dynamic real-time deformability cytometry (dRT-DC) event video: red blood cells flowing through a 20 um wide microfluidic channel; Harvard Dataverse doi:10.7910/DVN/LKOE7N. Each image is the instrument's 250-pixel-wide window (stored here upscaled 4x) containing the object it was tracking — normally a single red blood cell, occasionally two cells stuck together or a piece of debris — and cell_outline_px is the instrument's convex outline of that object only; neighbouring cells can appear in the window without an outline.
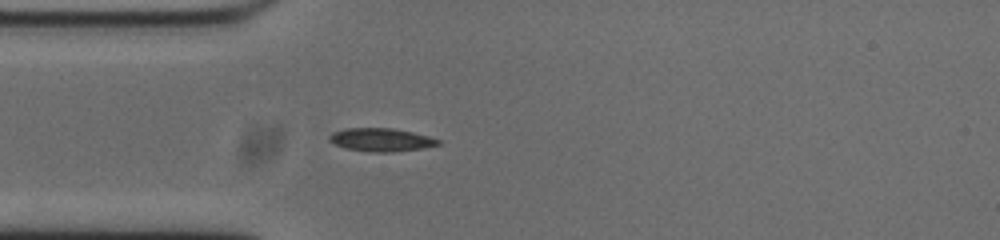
{"species": "common noctule bat (a hibernating species)", "species_latin": "Nyctalus noctula", "temperature_condition": "cold", "stored_images_in_passage": 40, "camera_frame_rate_fps": 3000, "um_per_image_px": 0.085, "animal": {"sex": "male", "body_mass_g": 20.0, "forearm_length_mm": 53.3}, "frame": {"image": 1, "passage_image": 1, "time_ms": 0.0, "image_size_px": [1000, 240], "cell_outline_px": [[440, 144], [420, 148], [392, 152], [376, 152], [344, 148], [328, 140], [328, 136], [332, 132], [344, 128], [392, 128], [412, 132], [428, 136], [440, 140]], "centroid_in_image_um": [32.35, 11.87], "position_along_channel_um": 52.7, "area_um2": 14.57}}
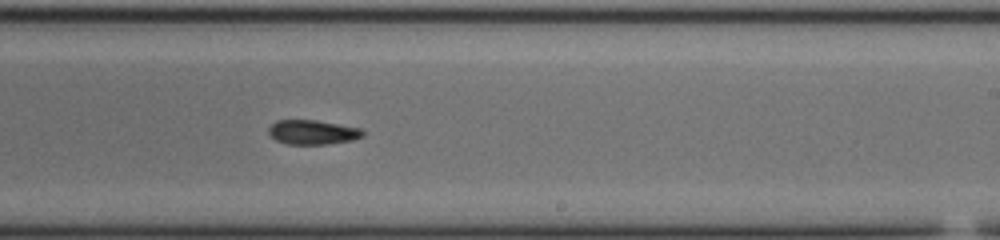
{"frame": {"image": 2, "passage_image": 18, "time_ms": 5.667, "image_size_px": [1000, 240], "cell_outline_px": [[364, 136], [352, 140], [324, 144], [288, 144], [276, 140], [268, 132], [268, 128], [276, 120], [316, 120], [360, 128], [364, 132]], "centroid_in_image_um": [26.56, 11.23], "position_along_channel_um": 262.4, "area_um2": 13.29}}
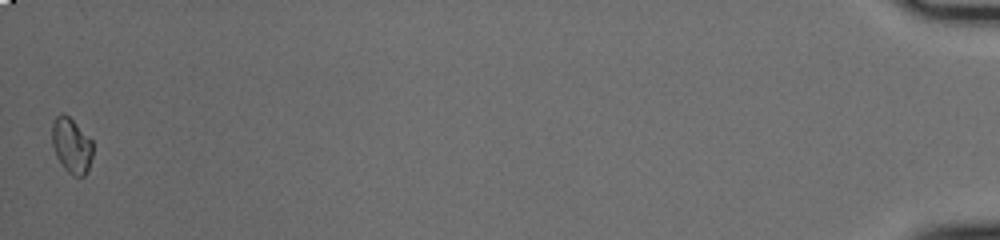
{"frame": {"image": 3, "passage_image": 40, "time_ms": 13.0, "image_size_px": [1000, 240], "cell_outline_px": [[92, 156], [88, 172], [84, 176], [72, 176], [64, 168], [56, 156], [52, 144], [52, 124], [56, 116], [60, 112], [64, 112], [92, 140]], "centroid_in_image_um": [6.07, 12.38], "position_along_channel_um": 429.1, "area_um2": 13.18}}